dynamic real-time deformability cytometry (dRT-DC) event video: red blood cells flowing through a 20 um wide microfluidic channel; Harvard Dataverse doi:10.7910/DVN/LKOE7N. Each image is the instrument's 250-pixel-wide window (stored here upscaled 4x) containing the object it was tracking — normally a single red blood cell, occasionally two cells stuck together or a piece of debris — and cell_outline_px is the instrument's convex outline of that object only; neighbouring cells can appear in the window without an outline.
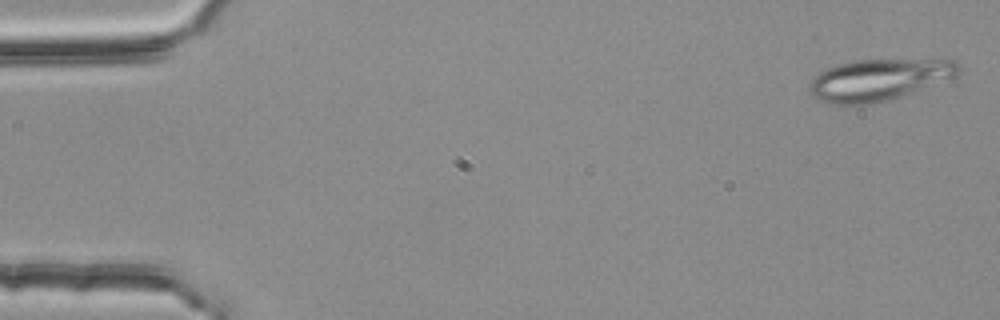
{"species": "common noctule bat (a hibernating species)", "species_latin": "Nyctalus noctula", "temperature_condition": "room temperature", "stored_images_in_passage": 4, "camera_frame_rate_fps": 3000, "um_per_image_px": 0.085, "animal": {"sex": "female", "body_mass_g": 25.1}, "frame": {"image": 1, "passage_image": 1, "time_ms": 0.0, "image_size_px": [1000, 320], "cell_outline_px": [[960, 72], [956, 76], [884, 100], [868, 104], [832, 104], [820, 100], [812, 96], [808, 88], [808, 84], [824, 68], [852, 60], [956, 60], [960, 64]], "centroid_in_image_um": [74.63, 6.76], "position_along_channel_um": 10.4, "area_um2": 35.32}}